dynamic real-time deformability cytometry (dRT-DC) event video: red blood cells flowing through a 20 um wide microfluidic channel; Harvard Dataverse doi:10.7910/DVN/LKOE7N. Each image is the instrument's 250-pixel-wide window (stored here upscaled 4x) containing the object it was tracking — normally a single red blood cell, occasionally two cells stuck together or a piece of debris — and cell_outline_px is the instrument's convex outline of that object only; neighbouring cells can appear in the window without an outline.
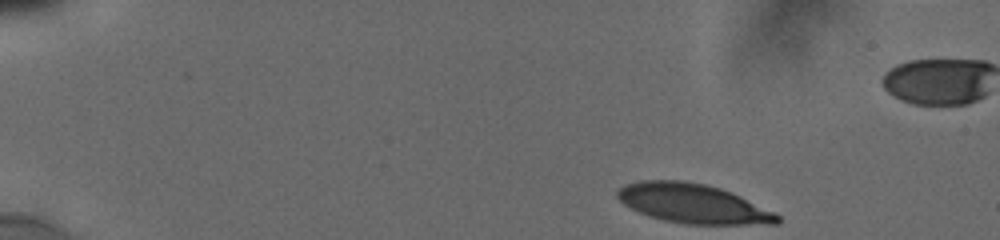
{"species": "human", "species_latin": "Homo sapiens", "temperature_condition": "cold", "stored_images_in_passage": 84, "camera_frame_rate_fps": 3000, "um_per_image_px": 0.085, "donor": {"sex": "male"}, "frame": {"image": 1, "passage_image": 1, "time_ms": 0.0, "image_size_px": [1000, 240], "cell_outline_px": [[780, 224], [684, 224], [664, 220], [648, 216], [624, 204], [616, 196], [616, 192], [624, 184], [640, 180], [680, 180], [704, 184], [720, 188], [732, 192], [776, 212], [780, 216]], "centroid_in_image_um": [58.93, 17.3], "position_along_channel_um": 26.1, "area_um2": 36.76}}
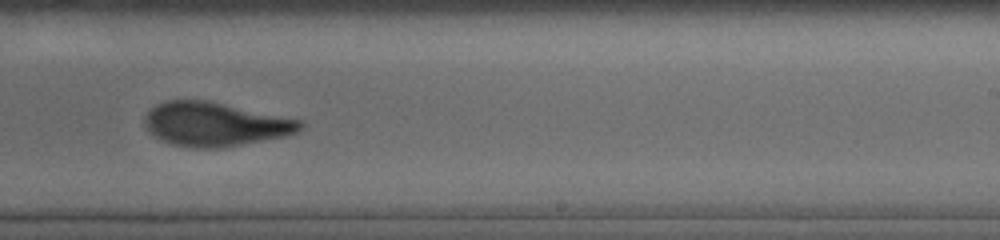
{"frame": {"image": 2, "passage_image": 44, "time_ms": 9.333, "image_size_px": [1000, 240], "cell_outline_px": [[304, 128], [300, 132], [284, 136], [220, 148], [196, 148], [172, 144], [152, 136], [148, 132], [144, 124], [144, 116], [156, 104], [164, 100], [208, 100], [304, 120]], "centroid_in_image_um": [18.29, 10.55], "position_along_channel_um": 270.7, "area_um2": 40.17}}
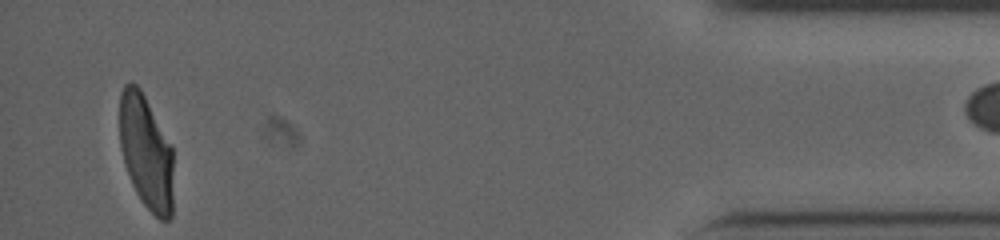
{"frame": {"image": 3, "passage_image": 77, "time_ms": 15.0, "image_size_px": [1000, 240], "cell_outline_px": [[172, 216], [168, 220], [160, 220], [140, 200], [132, 184], [124, 164], [120, 148], [120, 92], [124, 84], [136, 84], [140, 88], [172, 148]], "centroid_in_image_um": [12.4, 12.95], "position_along_channel_um": 422.8, "area_um2": 35.43}, "authors_computed_cell_mechanics": {"area_um2": 38.6682, "velocity_mm_per_s": 3.8103, "shape_relaxation_time_tau1_ms": 8.3091, "shape_relaxation_time_tau2_ms": 1.2247, "deformation_change_tau1": 0.2719, "deformation_change_tau2": 0.0705}}